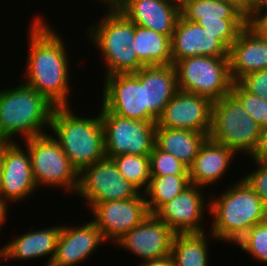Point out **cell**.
Wrapping results in <instances>:
<instances>
[{"label":"cell","instance_id":"obj_1","mask_svg":"<svg viewBox=\"0 0 267 266\" xmlns=\"http://www.w3.org/2000/svg\"><path fill=\"white\" fill-rule=\"evenodd\" d=\"M34 18L29 27V52L23 76L26 82L23 83L45 96L56 107L71 106L68 102L71 64L66 43L43 15Z\"/></svg>","mask_w":267,"mask_h":266},{"label":"cell","instance_id":"obj_2","mask_svg":"<svg viewBox=\"0 0 267 266\" xmlns=\"http://www.w3.org/2000/svg\"><path fill=\"white\" fill-rule=\"evenodd\" d=\"M206 196L210 200L209 214L213 216L210 239L233 245L254 225L267 220L263 202L242 178L229 185L220 196L211 192Z\"/></svg>","mask_w":267,"mask_h":266},{"label":"cell","instance_id":"obj_3","mask_svg":"<svg viewBox=\"0 0 267 266\" xmlns=\"http://www.w3.org/2000/svg\"><path fill=\"white\" fill-rule=\"evenodd\" d=\"M55 107L24 83L0 89V142H18L14 139L16 135L27 140L46 134Z\"/></svg>","mask_w":267,"mask_h":266},{"label":"cell","instance_id":"obj_4","mask_svg":"<svg viewBox=\"0 0 267 266\" xmlns=\"http://www.w3.org/2000/svg\"><path fill=\"white\" fill-rule=\"evenodd\" d=\"M71 107H55L48 131L79 172L106 157L104 129L100 112L96 118L77 116Z\"/></svg>","mask_w":267,"mask_h":266},{"label":"cell","instance_id":"obj_5","mask_svg":"<svg viewBox=\"0 0 267 266\" xmlns=\"http://www.w3.org/2000/svg\"><path fill=\"white\" fill-rule=\"evenodd\" d=\"M106 13L105 17L93 23L86 33L91 43L93 42L101 52L102 58L104 57L105 76L139 71L144 65L140 62L136 51L131 48L135 24L120 11Z\"/></svg>","mask_w":267,"mask_h":266},{"label":"cell","instance_id":"obj_6","mask_svg":"<svg viewBox=\"0 0 267 266\" xmlns=\"http://www.w3.org/2000/svg\"><path fill=\"white\" fill-rule=\"evenodd\" d=\"M261 129L231 93L213 102L209 135L212 140L250 157L258 144Z\"/></svg>","mask_w":267,"mask_h":266},{"label":"cell","instance_id":"obj_7","mask_svg":"<svg viewBox=\"0 0 267 266\" xmlns=\"http://www.w3.org/2000/svg\"><path fill=\"white\" fill-rule=\"evenodd\" d=\"M178 89L212 102L230 94L233 80L229 57L194 56L174 64Z\"/></svg>","mask_w":267,"mask_h":266},{"label":"cell","instance_id":"obj_8","mask_svg":"<svg viewBox=\"0 0 267 266\" xmlns=\"http://www.w3.org/2000/svg\"><path fill=\"white\" fill-rule=\"evenodd\" d=\"M22 141L29 151L32 174L37 187H60L71 194L76 192L79 172L51 133Z\"/></svg>","mask_w":267,"mask_h":266},{"label":"cell","instance_id":"obj_9","mask_svg":"<svg viewBox=\"0 0 267 266\" xmlns=\"http://www.w3.org/2000/svg\"><path fill=\"white\" fill-rule=\"evenodd\" d=\"M101 107L123 118L157 123L147 111L146 66L134 73L103 77Z\"/></svg>","mask_w":267,"mask_h":266},{"label":"cell","instance_id":"obj_10","mask_svg":"<svg viewBox=\"0 0 267 266\" xmlns=\"http://www.w3.org/2000/svg\"><path fill=\"white\" fill-rule=\"evenodd\" d=\"M181 16L215 35L228 50L247 25V14L228 0H188Z\"/></svg>","mask_w":267,"mask_h":266},{"label":"cell","instance_id":"obj_11","mask_svg":"<svg viewBox=\"0 0 267 266\" xmlns=\"http://www.w3.org/2000/svg\"><path fill=\"white\" fill-rule=\"evenodd\" d=\"M100 115L107 158L123 154H150L155 146L156 123L123 118L102 107Z\"/></svg>","mask_w":267,"mask_h":266},{"label":"cell","instance_id":"obj_12","mask_svg":"<svg viewBox=\"0 0 267 266\" xmlns=\"http://www.w3.org/2000/svg\"><path fill=\"white\" fill-rule=\"evenodd\" d=\"M76 193L90 208L95 203L134 198L140 192L118 172L114 161L105 157L79 171Z\"/></svg>","mask_w":267,"mask_h":266},{"label":"cell","instance_id":"obj_13","mask_svg":"<svg viewBox=\"0 0 267 266\" xmlns=\"http://www.w3.org/2000/svg\"><path fill=\"white\" fill-rule=\"evenodd\" d=\"M20 142H3V167L0 186V208L31 197L37 190L34 182L28 148ZM25 150V151H24Z\"/></svg>","mask_w":267,"mask_h":266},{"label":"cell","instance_id":"obj_14","mask_svg":"<svg viewBox=\"0 0 267 266\" xmlns=\"http://www.w3.org/2000/svg\"><path fill=\"white\" fill-rule=\"evenodd\" d=\"M93 222L106 242L115 243L140 224L150 213L143 193L127 200L95 203L90 208ZM114 241V242H113Z\"/></svg>","mask_w":267,"mask_h":266},{"label":"cell","instance_id":"obj_15","mask_svg":"<svg viewBox=\"0 0 267 266\" xmlns=\"http://www.w3.org/2000/svg\"><path fill=\"white\" fill-rule=\"evenodd\" d=\"M212 104L207 97L178 90L157 119V127L188 129L210 135Z\"/></svg>","mask_w":267,"mask_h":266},{"label":"cell","instance_id":"obj_16","mask_svg":"<svg viewBox=\"0 0 267 266\" xmlns=\"http://www.w3.org/2000/svg\"><path fill=\"white\" fill-rule=\"evenodd\" d=\"M174 236L175 233L162 220L149 214L115 244L145 262L169 256Z\"/></svg>","mask_w":267,"mask_h":266},{"label":"cell","instance_id":"obj_17","mask_svg":"<svg viewBox=\"0 0 267 266\" xmlns=\"http://www.w3.org/2000/svg\"><path fill=\"white\" fill-rule=\"evenodd\" d=\"M202 189L204 188L191 184L164 204L155 215L175 234L206 232L203 218L205 213H209V203H205L208 200L205 199ZM205 204L208 207L207 212L204 210Z\"/></svg>","mask_w":267,"mask_h":266},{"label":"cell","instance_id":"obj_18","mask_svg":"<svg viewBox=\"0 0 267 266\" xmlns=\"http://www.w3.org/2000/svg\"><path fill=\"white\" fill-rule=\"evenodd\" d=\"M172 64L194 56L229 57V50L198 23L179 17L171 36Z\"/></svg>","mask_w":267,"mask_h":266},{"label":"cell","instance_id":"obj_19","mask_svg":"<svg viewBox=\"0 0 267 266\" xmlns=\"http://www.w3.org/2000/svg\"><path fill=\"white\" fill-rule=\"evenodd\" d=\"M104 242L106 241L101 231L92 220L77 227L63 224L50 266H77L88 260V257Z\"/></svg>","mask_w":267,"mask_h":266},{"label":"cell","instance_id":"obj_20","mask_svg":"<svg viewBox=\"0 0 267 266\" xmlns=\"http://www.w3.org/2000/svg\"><path fill=\"white\" fill-rule=\"evenodd\" d=\"M120 12L135 25L172 36L181 9L166 0H129Z\"/></svg>","mask_w":267,"mask_h":266},{"label":"cell","instance_id":"obj_21","mask_svg":"<svg viewBox=\"0 0 267 266\" xmlns=\"http://www.w3.org/2000/svg\"><path fill=\"white\" fill-rule=\"evenodd\" d=\"M229 62L234 83L246 74L267 70V40L246 25L229 49Z\"/></svg>","mask_w":267,"mask_h":266},{"label":"cell","instance_id":"obj_22","mask_svg":"<svg viewBox=\"0 0 267 266\" xmlns=\"http://www.w3.org/2000/svg\"><path fill=\"white\" fill-rule=\"evenodd\" d=\"M235 155L234 150L208 137L188 167L191 184L202 188L214 183L217 185V181L225 177L224 173L228 172L226 170L229 169Z\"/></svg>","mask_w":267,"mask_h":266},{"label":"cell","instance_id":"obj_23","mask_svg":"<svg viewBox=\"0 0 267 266\" xmlns=\"http://www.w3.org/2000/svg\"><path fill=\"white\" fill-rule=\"evenodd\" d=\"M58 225V226H57ZM17 235L3 246L5 260H29L50 256L46 266H50L56 252L61 224Z\"/></svg>","mask_w":267,"mask_h":266},{"label":"cell","instance_id":"obj_24","mask_svg":"<svg viewBox=\"0 0 267 266\" xmlns=\"http://www.w3.org/2000/svg\"><path fill=\"white\" fill-rule=\"evenodd\" d=\"M173 64L146 66L147 111L157 120L178 91Z\"/></svg>","mask_w":267,"mask_h":266},{"label":"cell","instance_id":"obj_25","mask_svg":"<svg viewBox=\"0 0 267 266\" xmlns=\"http://www.w3.org/2000/svg\"><path fill=\"white\" fill-rule=\"evenodd\" d=\"M208 137V134L188 129L156 127L155 146L189 167Z\"/></svg>","mask_w":267,"mask_h":266},{"label":"cell","instance_id":"obj_26","mask_svg":"<svg viewBox=\"0 0 267 266\" xmlns=\"http://www.w3.org/2000/svg\"><path fill=\"white\" fill-rule=\"evenodd\" d=\"M131 48L144 66L172 64L171 37L168 35L135 25Z\"/></svg>","mask_w":267,"mask_h":266},{"label":"cell","instance_id":"obj_27","mask_svg":"<svg viewBox=\"0 0 267 266\" xmlns=\"http://www.w3.org/2000/svg\"><path fill=\"white\" fill-rule=\"evenodd\" d=\"M208 233L175 234L171 256L175 266H208Z\"/></svg>","mask_w":267,"mask_h":266},{"label":"cell","instance_id":"obj_28","mask_svg":"<svg viewBox=\"0 0 267 266\" xmlns=\"http://www.w3.org/2000/svg\"><path fill=\"white\" fill-rule=\"evenodd\" d=\"M191 185L189 176H151L144 193L150 214H155L164 204Z\"/></svg>","mask_w":267,"mask_h":266},{"label":"cell","instance_id":"obj_29","mask_svg":"<svg viewBox=\"0 0 267 266\" xmlns=\"http://www.w3.org/2000/svg\"><path fill=\"white\" fill-rule=\"evenodd\" d=\"M118 172L140 193L146 192L151 178L149 155L123 154L111 158Z\"/></svg>","mask_w":267,"mask_h":266},{"label":"cell","instance_id":"obj_30","mask_svg":"<svg viewBox=\"0 0 267 266\" xmlns=\"http://www.w3.org/2000/svg\"><path fill=\"white\" fill-rule=\"evenodd\" d=\"M257 262H267V220L254 225L235 243Z\"/></svg>","mask_w":267,"mask_h":266},{"label":"cell","instance_id":"obj_31","mask_svg":"<svg viewBox=\"0 0 267 266\" xmlns=\"http://www.w3.org/2000/svg\"><path fill=\"white\" fill-rule=\"evenodd\" d=\"M151 176H189V168L175 156L154 146L150 154Z\"/></svg>","mask_w":267,"mask_h":266},{"label":"cell","instance_id":"obj_32","mask_svg":"<svg viewBox=\"0 0 267 266\" xmlns=\"http://www.w3.org/2000/svg\"><path fill=\"white\" fill-rule=\"evenodd\" d=\"M230 93L262 128L267 127V101L264 98L247 92L238 82L233 83Z\"/></svg>","mask_w":267,"mask_h":266},{"label":"cell","instance_id":"obj_33","mask_svg":"<svg viewBox=\"0 0 267 266\" xmlns=\"http://www.w3.org/2000/svg\"><path fill=\"white\" fill-rule=\"evenodd\" d=\"M254 163L258 165L257 168L247 173L242 179L254 190L267 210V163Z\"/></svg>","mask_w":267,"mask_h":266},{"label":"cell","instance_id":"obj_34","mask_svg":"<svg viewBox=\"0 0 267 266\" xmlns=\"http://www.w3.org/2000/svg\"><path fill=\"white\" fill-rule=\"evenodd\" d=\"M238 83L249 93L267 101V70L246 74Z\"/></svg>","mask_w":267,"mask_h":266},{"label":"cell","instance_id":"obj_35","mask_svg":"<svg viewBox=\"0 0 267 266\" xmlns=\"http://www.w3.org/2000/svg\"><path fill=\"white\" fill-rule=\"evenodd\" d=\"M247 26L267 40V11H250L247 14Z\"/></svg>","mask_w":267,"mask_h":266},{"label":"cell","instance_id":"obj_36","mask_svg":"<svg viewBox=\"0 0 267 266\" xmlns=\"http://www.w3.org/2000/svg\"><path fill=\"white\" fill-rule=\"evenodd\" d=\"M250 156L252 161L267 163V127L261 129L258 144Z\"/></svg>","mask_w":267,"mask_h":266},{"label":"cell","instance_id":"obj_37","mask_svg":"<svg viewBox=\"0 0 267 266\" xmlns=\"http://www.w3.org/2000/svg\"><path fill=\"white\" fill-rule=\"evenodd\" d=\"M140 266H175V263L173 257L169 255L164 258L142 262Z\"/></svg>","mask_w":267,"mask_h":266},{"label":"cell","instance_id":"obj_38","mask_svg":"<svg viewBox=\"0 0 267 266\" xmlns=\"http://www.w3.org/2000/svg\"><path fill=\"white\" fill-rule=\"evenodd\" d=\"M102 3H104V6L106 4V8L108 12H117L120 11L129 0H99Z\"/></svg>","mask_w":267,"mask_h":266},{"label":"cell","instance_id":"obj_39","mask_svg":"<svg viewBox=\"0 0 267 266\" xmlns=\"http://www.w3.org/2000/svg\"><path fill=\"white\" fill-rule=\"evenodd\" d=\"M238 5L246 14L250 12L254 3L251 0H228Z\"/></svg>","mask_w":267,"mask_h":266},{"label":"cell","instance_id":"obj_40","mask_svg":"<svg viewBox=\"0 0 267 266\" xmlns=\"http://www.w3.org/2000/svg\"><path fill=\"white\" fill-rule=\"evenodd\" d=\"M250 11H267V0H257Z\"/></svg>","mask_w":267,"mask_h":266},{"label":"cell","instance_id":"obj_41","mask_svg":"<svg viewBox=\"0 0 267 266\" xmlns=\"http://www.w3.org/2000/svg\"><path fill=\"white\" fill-rule=\"evenodd\" d=\"M7 211L4 210V209H1L0 208V230L2 229L1 226H4V222H6V218H7V215H6ZM0 253H4L3 252V246L0 248Z\"/></svg>","mask_w":267,"mask_h":266},{"label":"cell","instance_id":"obj_42","mask_svg":"<svg viewBox=\"0 0 267 266\" xmlns=\"http://www.w3.org/2000/svg\"><path fill=\"white\" fill-rule=\"evenodd\" d=\"M2 167H3V142H0V186H1Z\"/></svg>","mask_w":267,"mask_h":266},{"label":"cell","instance_id":"obj_43","mask_svg":"<svg viewBox=\"0 0 267 266\" xmlns=\"http://www.w3.org/2000/svg\"><path fill=\"white\" fill-rule=\"evenodd\" d=\"M166 1L176 5L177 7L181 9L188 0H166Z\"/></svg>","mask_w":267,"mask_h":266},{"label":"cell","instance_id":"obj_44","mask_svg":"<svg viewBox=\"0 0 267 266\" xmlns=\"http://www.w3.org/2000/svg\"><path fill=\"white\" fill-rule=\"evenodd\" d=\"M2 260L3 261L5 260L4 253H0V266H3L2 262H1Z\"/></svg>","mask_w":267,"mask_h":266}]
</instances>
